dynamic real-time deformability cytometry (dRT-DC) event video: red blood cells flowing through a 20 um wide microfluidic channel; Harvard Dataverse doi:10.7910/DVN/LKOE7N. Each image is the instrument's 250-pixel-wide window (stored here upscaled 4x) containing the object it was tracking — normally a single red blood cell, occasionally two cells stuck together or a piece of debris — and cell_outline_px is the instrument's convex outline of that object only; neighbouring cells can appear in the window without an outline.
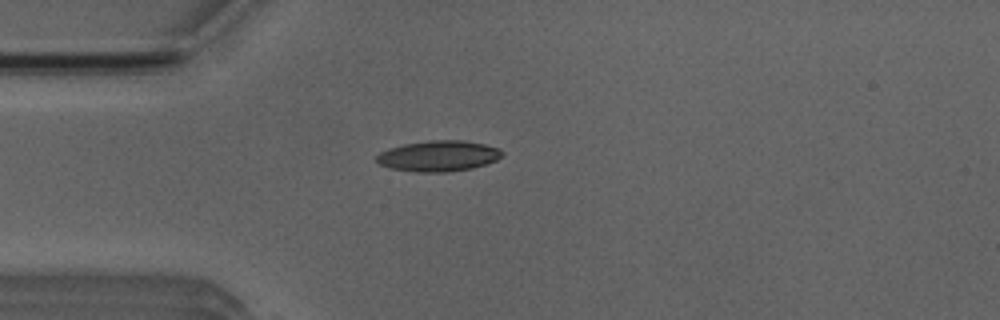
{"species": "Egyptian fruit bat (a non-hibernating species)", "species_latin": "Rousettus aegyptiacus", "temperature_condition": "room temperature", "stored_images_in_passage": 4, "camera_frame_rate_fps": 3000, "um_per_image_px": 0.085, "animal": {"sex": "male"}, "frame": {"image": 1, "passage_image": 3, "time_ms": 3.333, "image_size_px": [1000, 320], "cell_outline_px": [[504, 152], [496, 160], [472, 168], [444, 172], [416, 172], [388, 168], [380, 164], [376, 160], [376, 156], [380, 152], [388, 148], [404, 144], [428, 140], [460, 140], [484, 144], [500, 148]], "centroid_in_image_um": [37.24, 13.25], "position_along_channel_um": 47.8, "area_um2": 22.48}}